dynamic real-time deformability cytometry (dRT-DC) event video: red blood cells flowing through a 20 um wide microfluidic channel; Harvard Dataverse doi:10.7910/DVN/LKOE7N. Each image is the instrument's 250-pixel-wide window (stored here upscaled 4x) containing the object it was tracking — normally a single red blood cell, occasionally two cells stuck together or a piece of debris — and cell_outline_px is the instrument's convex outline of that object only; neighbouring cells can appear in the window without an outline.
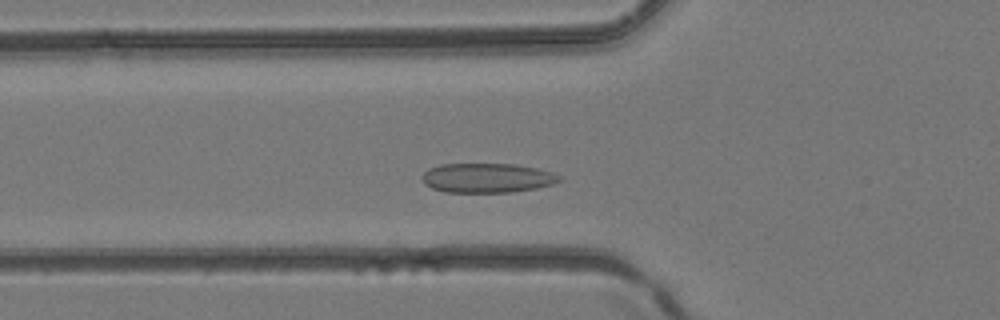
{"species": "common noctule bat (a hibernating species)", "species_latin": "Nyctalus noctula", "temperature_condition": "room temperature", "stored_images_in_passage": 37, "camera_frame_rate_fps": 3000, "um_per_image_px": 0.085, "animal": {"sex": "female", "body_mass_g": 24.6, "forearm_length_mm": 56.2}, "frame": {"image": 1, "passage_image": 9, "time_ms": 2.667, "image_size_px": [1000, 320], "cell_outline_px": [[560, 180], [552, 184], [536, 188], [512, 192], [444, 192], [432, 188], [424, 184], [420, 180], [420, 176], [428, 168], [440, 164], [516, 164], [536, 168], [552, 172], [560, 176]], "centroid_in_image_um": [41.34, 15.12], "position_along_channel_um": 84.5, "area_um2": 23.7}}
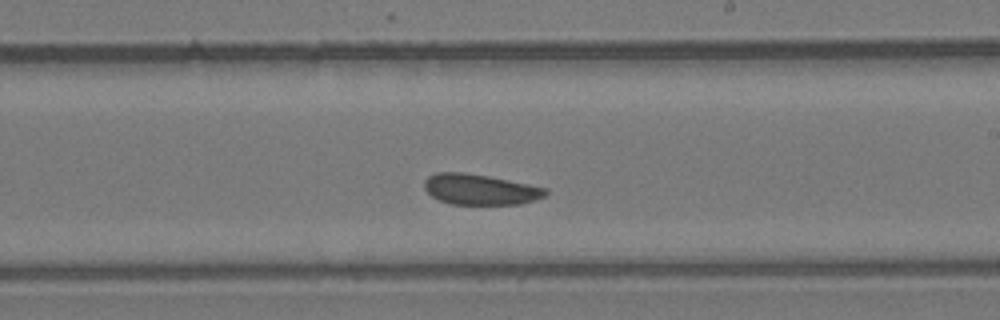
{"frame": {"image": 2, "passage_image": 19, "time_ms": 6.0, "image_size_px": [1000, 320], "cell_outline_px": [[548, 192], [544, 196], [536, 200], [520, 204], [452, 204], [440, 200], [432, 196], [424, 188], [424, 180], [428, 176], [436, 172], [464, 172], [488, 176], [548, 188]], "centroid_in_image_um": [40.81, 16.1], "position_along_channel_um": 248.2, "area_um2": 21.62}}
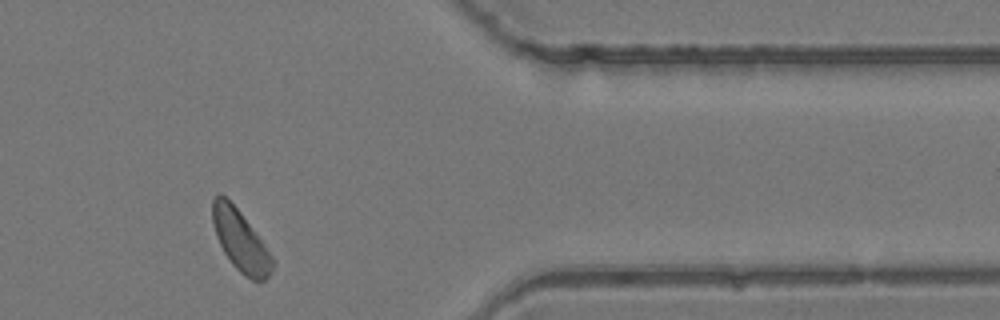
{"frame": {"image": 3, "passage_image": 29, "time_ms": 9.333, "image_size_px": [1000, 320], "cell_outline_px": [[276, 264], [272, 272], [264, 280], [252, 280], [244, 276], [232, 264], [224, 252], [216, 236], [212, 224], [212, 200], [216, 192], [220, 192], [240, 212], [276, 260]], "centroid_in_image_um": [20.44, 20.47], "position_along_channel_um": 391.0, "area_um2": 21.33}}